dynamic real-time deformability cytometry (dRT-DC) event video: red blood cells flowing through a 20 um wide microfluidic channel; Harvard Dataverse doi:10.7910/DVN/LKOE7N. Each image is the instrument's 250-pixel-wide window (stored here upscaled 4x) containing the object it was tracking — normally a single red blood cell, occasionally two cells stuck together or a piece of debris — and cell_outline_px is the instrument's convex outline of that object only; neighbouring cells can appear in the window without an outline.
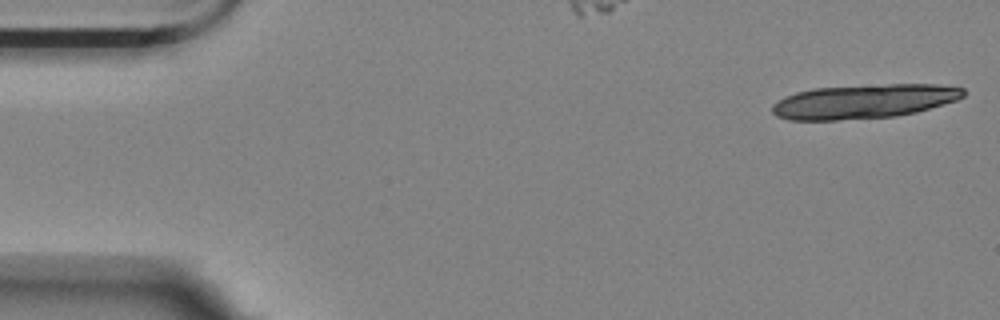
{"species": "Egyptian fruit bat (a non-hibernating species)", "species_latin": "Rousettus aegyptiacus", "temperature_condition": "room temperature", "stored_images_in_passage": 17, "camera_frame_rate_fps": 3000, "um_per_image_px": 0.085, "animal": {"sex": "female"}, "frame": {"image": 1, "passage_image": 1, "time_ms": 0.0, "image_size_px": [1000, 320], "cell_outline_px": [[968, 92], [964, 96], [956, 100], [916, 112], [896, 116], [836, 120], [788, 120], [776, 116], [772, 112], [772, 104], [776, 100], [784, 96], [796, 92], [816, 88], [888, 84], [936, 84], [964, 88]], "centroid_in_image_um": [73.41, 8.62], "position_along_channel_um": 11.6, "area_um2": 38.15}}